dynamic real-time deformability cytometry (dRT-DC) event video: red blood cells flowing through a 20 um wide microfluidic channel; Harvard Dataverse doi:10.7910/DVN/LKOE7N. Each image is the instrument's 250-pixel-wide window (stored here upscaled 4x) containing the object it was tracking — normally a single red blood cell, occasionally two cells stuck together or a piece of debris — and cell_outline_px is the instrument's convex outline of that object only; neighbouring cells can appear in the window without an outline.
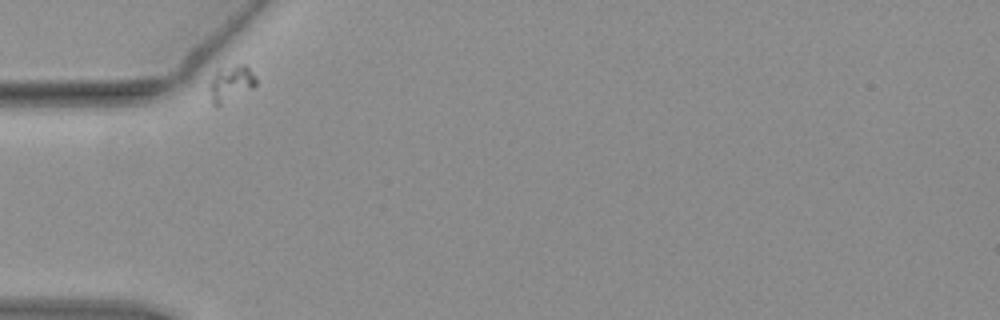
{"species": "common noctule bat (a hibernating species)", "species_latin": "Nyctalus noctula", "temperature_condition": "warm", "stored_images_in_passage": 4, "camera_frame_rate_fps": 3000, "um_per_image_px": 0.085, "animal": {"sex": "female", "body_mass_g": 19.3, "forearm_length_mm": 54.1}, "frame": {"image": 1, "passage_image": 1, "time_ms": 0.0, "image_size_px": [1000, 320], "cell_outline_px": [[256, 84], [252, 88], [216, 108], [212, 104], [208, 88], [208, 84], [216, 68], [236, 64], [244, 64], [256, 76]], "centroid_in_image_um": [19.56, 7.08], "position_along_channel_um": 65.4, "area_um2": 10.12}}